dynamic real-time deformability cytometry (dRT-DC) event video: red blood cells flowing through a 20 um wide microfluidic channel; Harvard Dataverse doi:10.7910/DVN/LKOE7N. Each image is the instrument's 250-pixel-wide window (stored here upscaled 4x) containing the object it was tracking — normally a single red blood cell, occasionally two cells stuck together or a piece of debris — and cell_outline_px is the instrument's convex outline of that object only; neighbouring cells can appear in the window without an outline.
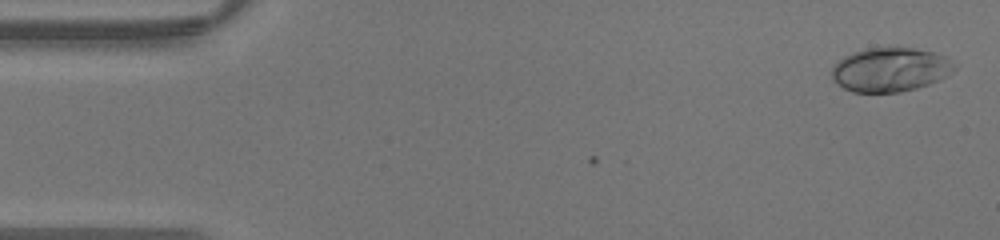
{"species": "human", "species_latin": "Homo sapiens", "temperature_condition": "warm", "stored_images_in_passage": 42, "camera_frame_rate_fps": 3000, "um_per_image_px": 0.085, "donor": {"sex": "male"}, "frame": {"image": 1, "passage_image": 1, "time_ms": 0.0, "image_size_px": [1000, 240], "cell_outline_px": [[956, 64], [944, 76], [928, 84], [916, 88], [900, 92], [852, 92], [844, 88], [832, 76], [832, 64], [844, 56], [852, 52], [868, 48], [916, 48], [932, 52], [944, 56]], "centroid_in_image_um": [75.61, 5.91], "position_along_channel_um": 9.4, "area_um2": 30.98}}
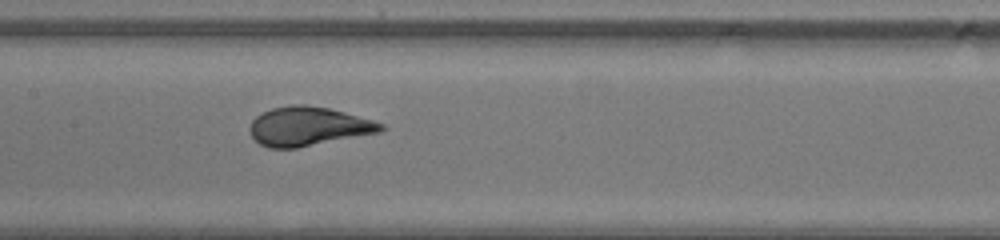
{"frame": {"image": 2, "passage_image": 20, "time_ms": 6.333, "image_size_px": [1000, 240], "cell_outline_px": [[384, 128], [380, 132], [296, 148], [268, 148], [260, 144], [252, 136], [248, 128], [252, 120], [256, 116], [272, 108], [292, 104], [304, 104], [328, 108], [344, 112], [372, 120], [384, 124]], "centroid_in_image_um": [26.17, 10.74], "position_along_channel_um": 181.2, "area_um2": 29.59}}
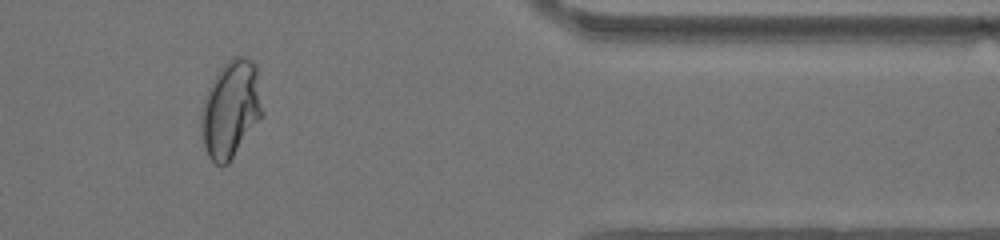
{"frame": {"image": 3, "passage_image": 35, "time_ms": 11.333, "image_size_px": [1000, 240], "cell_outline_px": [[264, 116], [228, 164], [216, 164], [208, 156], [204, 148], [200, 116], [204, 96], [212, 80], [220, 68], [232, 56], [248, 56], [256, 64], [264, 112]], "centroid_in_image_um": [19.64, 9.26], "position_along_channel_um": 391.8, "area_um2": 35.26}}